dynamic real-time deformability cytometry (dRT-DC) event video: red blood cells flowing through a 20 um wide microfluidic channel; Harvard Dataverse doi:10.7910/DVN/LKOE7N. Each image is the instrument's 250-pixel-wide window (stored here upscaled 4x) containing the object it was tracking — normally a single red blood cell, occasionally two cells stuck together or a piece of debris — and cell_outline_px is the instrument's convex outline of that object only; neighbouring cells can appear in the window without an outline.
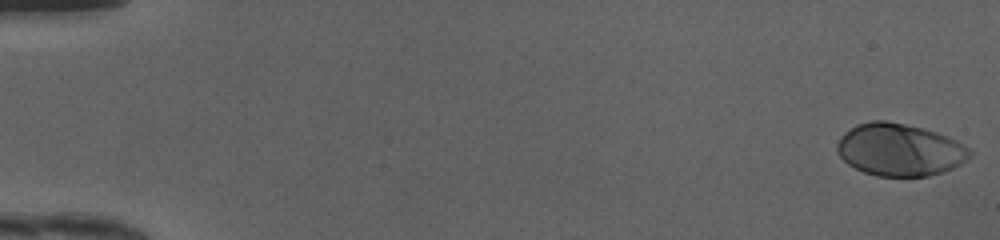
{"species": "human", "species_latin": "Homo sapiens", "temperature_condition": "cold", "stored_images_in_passage": 49, "camera_frame_rate_fps": 3000, "um_per_image_px": 0.085, "donor": {"sex": "female"}, "frame": {"image": 1, "passage_image": 1, "time_ms": 0.0, "image_size_px": [1000, 240], "cell_outline_px": [[972, 156], [960, 164], [944, 172], [928, 176], [876, 176], [864, 172], [848, 164], [836, 152], [836, 144], [840, 136], [844, 132], [856, 124], [872, 120], [884, 120], [924, 128], [936, 132], [956, 140], [968, 148], [972, 152]], "centroid_in_image_um": [76.45, 12.73], "position_along_channel_um": 8.6, "area_um2": 40.63}}
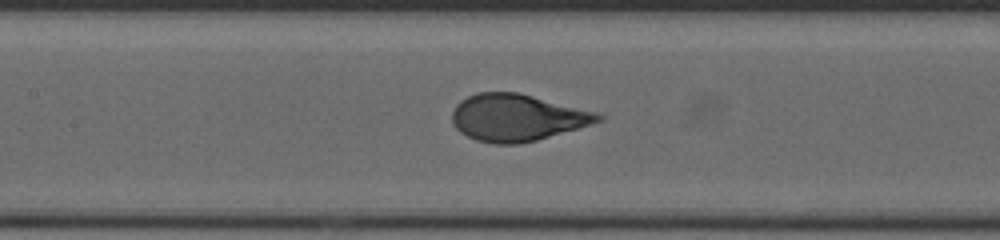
{"frame": {"image": 2, "passage_image": 24, "time_ms": 7.667, "image_size_px": [1000, 240], "cell_outline_px": [[604, 120], [536, 140], [520, 144], [496, 144], [476, 140], [460, 132], [456, 128], [452, 120], [452, 112], [456, 104], [460, 100], [476, 92], [520, 92], [596, 112], [604, 116]], "centroid_in_image_um": [43.93, 9.98], "position_along_channel_um": 163.5, "area_um2": 39.82}}
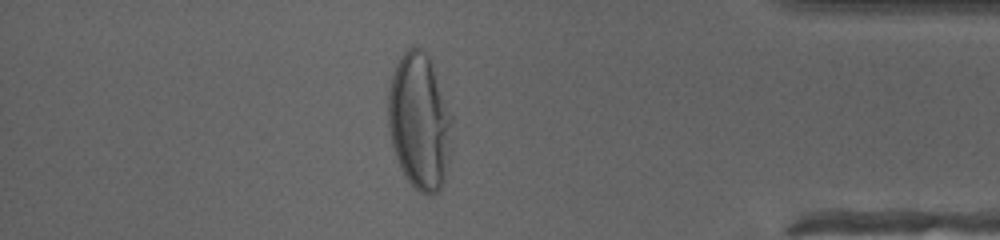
{"frame": {"image": 3, "passage_image": 43, "time_ms": 14.0, "image_size_px": [1000, 240], "cell_outline_px": [[452, 120], [448, 160], [444, 180], [440, 188], [436, 192], [428, 196], [420, 192], [404, 176], [400, 168], [392, 144], [388, 128], [388, 88], [396, 64], [400, 56], [408, 48], [420, 48], [428, 56], [432, 64], [452, 116]], "centroid_in_image_um": [35.63, 10.33], "position_along_channel_um": 399.6, "area_um2": 50.34}, "authors_computed_cell_mechanics": {"area_um2": 40.2288, "velocity_mm_per_s": 4.1926, "shape_relaxation_time_tau1_ms": 3.7947, "shape_relaxation_time_tau2_ms": null, "deformation_change_tau1": 0.2206, "deformation_change_tau2": null}}